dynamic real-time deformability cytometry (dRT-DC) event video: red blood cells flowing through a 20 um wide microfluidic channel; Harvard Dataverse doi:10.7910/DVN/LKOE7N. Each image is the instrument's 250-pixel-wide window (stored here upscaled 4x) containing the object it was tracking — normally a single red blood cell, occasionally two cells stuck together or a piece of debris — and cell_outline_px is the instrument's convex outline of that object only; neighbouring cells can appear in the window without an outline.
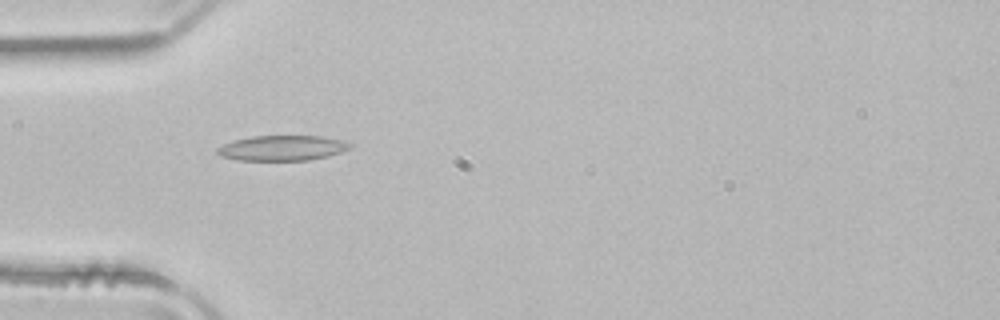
{"species": "common noctule bat (a hibernating species)", "species_latin": "Nyctalus noctula", "temperature_condition": "room temperature", "stored_images_in_passage": 49, "camera_frame_rate_fps": 3000, "um_per_image_px": 0.085, "animal": {"sex": "male", "body_mass_g": 21.5, "forearm_length_mm": 52.0}, "frame": {"image": 1, "passage_image": 14, "time_ms": 4.333, "image_size_px": [1000, 320], "cell_outline_px": [[352, 144], [348, 148], [340, 152], [328, 156], [308, 160], [240, 160], [220, 156], [216, 152], [216, 148], [232, 140], [252, 136], [320, 136], [340, 140]], "centroid_in_image_um": [23.93, 12.58], "position_along_channel_um": 61.1, "area_um2": 19.31}}
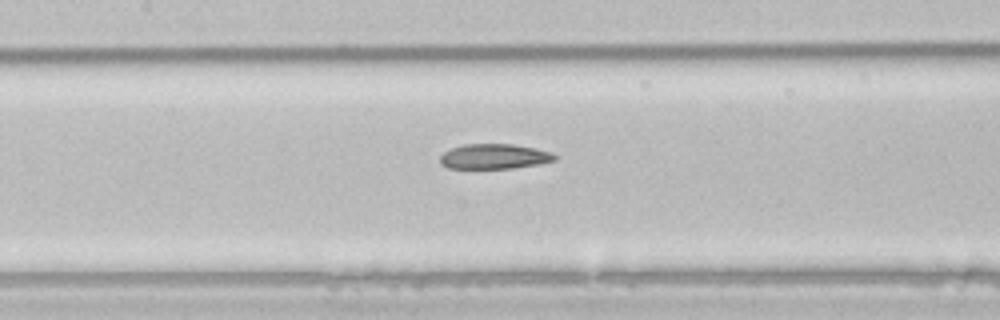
{"frame": {"image": 2, "passage_image": 22, "time_ms": 7.0, "image_size_px": [1000, 320], "cell_outline_px": [[556, 160], [540, 164], [512, 168], [448, 168], [440, 164], [440, 156], [444, 152], [452, 148], [464, 144], [512, 144], [536, 148], [552, 152], [556, 156]], "centroid_in_image_um": [42.02, 13.3], "position_along_channel_um": 165.4, "area_um2": 16.76}}
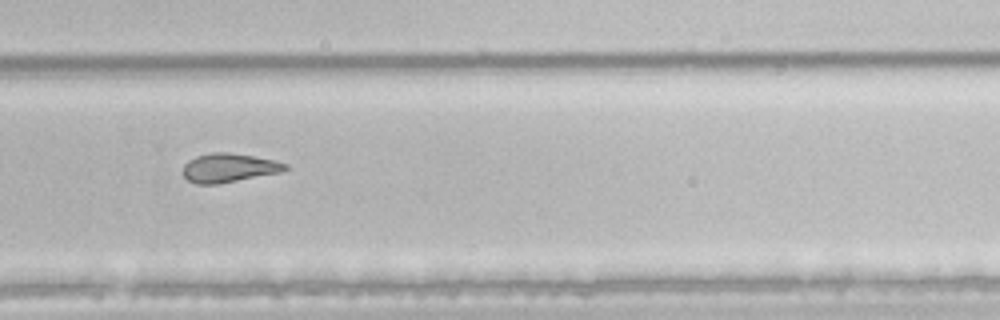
{"frame": {"image": 3, "passage_image": 33, "time_ms": 10.667, "image_size_px": [1000, 320], "cell_outline_px": [[288, 168], [280, 172], [216, 184], [196, 184], [188, 180], [184, 176], [184, 164], [188, 160], [196, 156], [212, 152], [228, 152], [252, 156], [272, 160], [288, 164]], "centroid_in_image_um": [19.42, 14.26], "position_along_channel_um": 310.4, "area_um2": 16.94}, "authors_computed_cell_mechanics": {"area_um2": 19.0162, "velocity_mm_per_s": 3.9647, "shape_relaxation_time_tau1_ms": null, "shape_relaxation_time_tau2_ms": 7.8269, "deformation_change_tau1": null, "deformation_change_tau2": 0.1655}}